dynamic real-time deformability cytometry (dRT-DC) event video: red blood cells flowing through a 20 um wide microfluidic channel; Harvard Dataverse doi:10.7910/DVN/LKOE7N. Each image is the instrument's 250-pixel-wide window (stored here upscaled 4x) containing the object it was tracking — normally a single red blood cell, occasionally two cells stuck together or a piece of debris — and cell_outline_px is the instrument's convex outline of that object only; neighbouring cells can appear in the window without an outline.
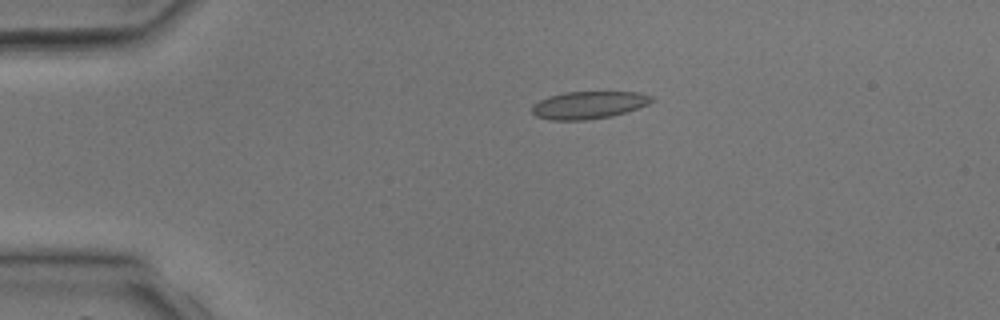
{"species": "common noctule bat (a hibernating species)", "species_latin": "Nyctalus noctula", "temperature_condition": "room temperature", "stored_images_in_passage": 4, "camera_frame_rate_fps": 3000, "um_per_image_px": 0.085, "animal": {"sex": "male", "body_mass_g": 17.9, "forearm_length_mm": 54.2}, "frame": {"image": 1, "passage_image": 3, "time_ms": 2.333, "image_size_px": [1000, 320], "cell_outline_px": [[656, 100], [648, 104], [612, 116], [584, 120], [552, 120], [536, 116], [532, 112], [532, 104], [548, 96], [564, 92], [640, 92], [652, 96]], "centroid_in_image_um": [50.03, 8.92], "position_along_channel_um": 35.0, "area_um2": 19.13}}